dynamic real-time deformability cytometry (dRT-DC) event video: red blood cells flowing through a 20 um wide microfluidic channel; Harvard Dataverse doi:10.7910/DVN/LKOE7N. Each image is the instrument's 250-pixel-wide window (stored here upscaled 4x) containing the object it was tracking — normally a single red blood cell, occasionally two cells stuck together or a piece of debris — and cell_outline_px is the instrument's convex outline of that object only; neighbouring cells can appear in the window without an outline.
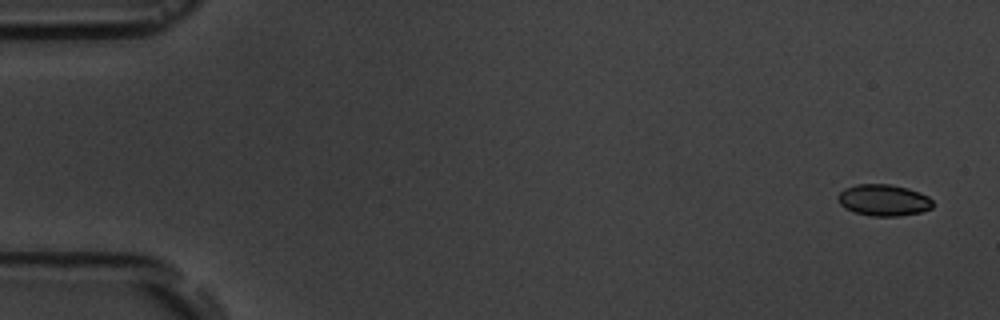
{"species": "common noctule bat (a hibernating species)", "species_latin": "Nyctalus noctula", "temperature_condition": "room temperature", "stored_images_in_passage": 5, "camera_frame_rate_fps": 3000, "um_per_image_px": 0.085, "animal": {"sex": "male", "body_mass_g": 19.5, "forearm_length_mm": 54.6}, "frame": {"image": 1, "passage_image": 1, "time_ms": 0.0, "image_size_px": [1000, 320], "cell_outline_px": [[932, 208], [920, 212], [900, 216], [872, 216], [856, 212], [844, 208], [836, 200], [836, 196], [844, 188], [856, 184], [888, 184], [908, 188], [920, 192], [928, 196], [932, 200]], "centroid_in_image_um": [75.08, 17.0], "position_along_channel_um": 9.9, "area_um2": 17.51}}
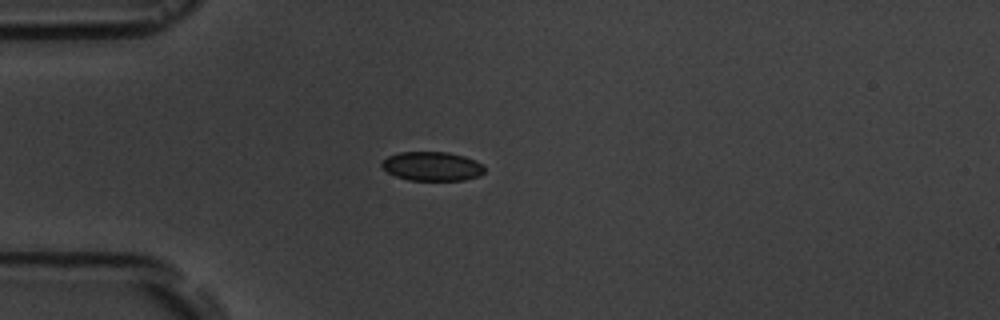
{"frame": {"image": 2, "passage_image": 5, "time_ms": 4.333, "image_size_px": [1000, 320], "cell_outline_px": [[484, 172], [480, 176], [464, 180], [408, 180], [396, 176], [388, 172], [380, 164], [388, 156], [396, 152], [448, 152], [464, 156], [476, 160], [484, 168]], "centroid_in_image_um": [36.73, 14.13], "position_along_channel_um": 48.3, "area_um2": 17.4}}